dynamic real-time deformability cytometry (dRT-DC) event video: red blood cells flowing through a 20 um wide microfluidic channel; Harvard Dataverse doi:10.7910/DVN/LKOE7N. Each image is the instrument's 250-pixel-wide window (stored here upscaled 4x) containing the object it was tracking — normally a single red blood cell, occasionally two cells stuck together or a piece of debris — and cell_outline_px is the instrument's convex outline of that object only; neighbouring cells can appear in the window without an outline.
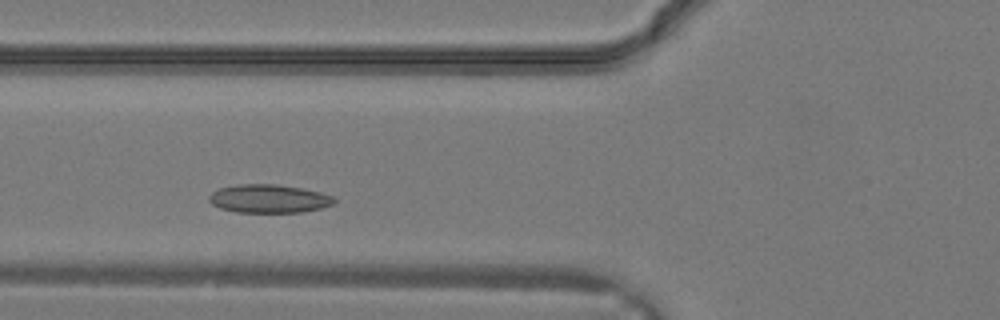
{"species": "common noctule bat (a hibernating species)", "species_latin": "Nyctalus noctula", "temperature_condition": "warm", "stored_images_in_passage": 25, "camera_frame_rate_fps": 3000, "um_per_image_px": 0.085, "animal": {"sex": "male", "body_mass_g": 19.2, "forearm_length_mm": 51.8}, "frame": {"image": 1, "passage_image": 5, "time_ms": 1.333, "image_size_px": [1000, 320], "cell_outline_px": [[336, 200], [332, 204], [320, 208], [304, 212], [236, 212], [220, 208], [212, 204], [208, 200], [208, 196], [212, 192], [220, 188], [236, 184], [276, 184], [304, 188], [320, 192], [332, 196]], "centroid_in_image_um": [22.84, 16.88], "position_along_channel_um": 103.0, "area_um2": 20.75}}
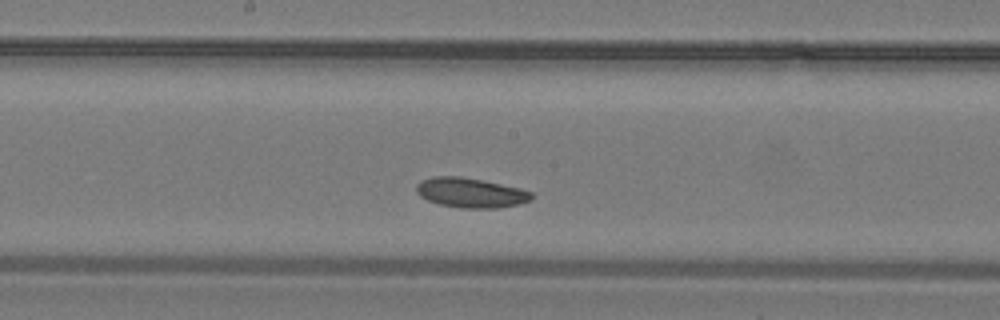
{"frame": {"image": 2, "passage_image": 10, "time_ms": 3.0, "image_size_px": [1000, 320], "cell_outline_px": [[532, 200], [520, 204], [496, 208], [460, 208], [440, 204], [428, 200], [420, 196], [416, 192], [416, 184], [420, 180], [432, 176], [460, 176], [484, 180], [520, 188], [532, 192]], "centroid_in_image_um": [39.99, 16.37], "position_along_channel_um": 208.2, "area_um2": 20.17}}
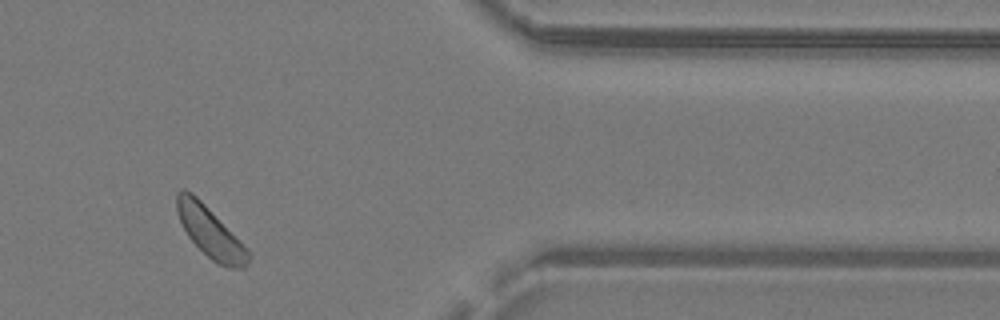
{"frame": {"image": 3, "passage_image": 20, "time_ms": 6.333, "image_size_px": [1000, 320], "cell_outline_px": [[252, 256], [244, 268], [228, 268], [212, 260], [188, 236], [176, 212], [176, 192], [180, 188], [184, 188], [192, 192], [252, 252]], "centroid_in_image_um": [17.88, 19.72], "position_along_channel_um": 393.5, "area_um2": 20.92}}